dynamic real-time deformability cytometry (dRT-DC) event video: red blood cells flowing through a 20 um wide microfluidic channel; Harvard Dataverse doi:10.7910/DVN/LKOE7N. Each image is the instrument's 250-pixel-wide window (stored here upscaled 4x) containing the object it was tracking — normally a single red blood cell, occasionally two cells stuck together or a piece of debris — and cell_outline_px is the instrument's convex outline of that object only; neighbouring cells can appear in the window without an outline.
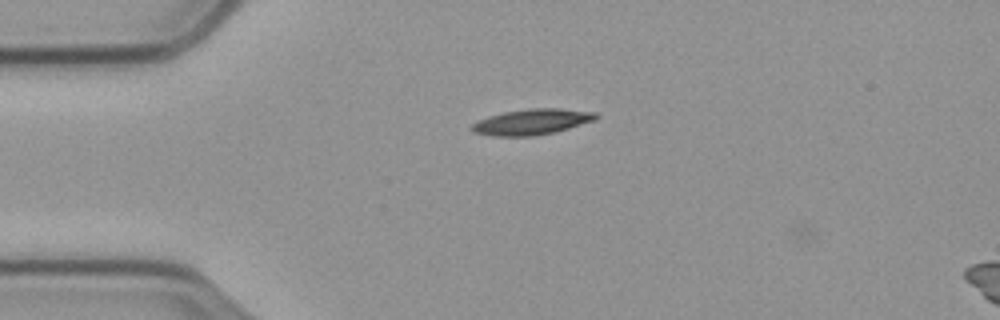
{"species": "common noctule bat (a hibernating species)", "species_latin": "Nyctalus noctula", "temperature_condition": "cold", "stored_images_in_passage": 6, "camera_frame_rate_fps": 3000, "um_per_image_px": 0.085, "animal": {"sex": "male", "body_mass_g": 23.1, "forearm_length_mm": 52.7}, "frame": {"image": 1, "passage_image": 2, "time_ms": 0.333, "image_size_px": [1000, 320], "cell_outline_px": [[600, 116], [596, 120], [568, 128], [552, 132], [532, 136], [492, 136], [476, 132], [472, 128], [472, 124], [476, 120], [488, 116], [504, 112], [528, 108], [560, 108], [596, 112]], "centroid_in_image_um": [45.23, 10.34], "position_along_channel_um": 39.8, "area_um2": 18.55}}